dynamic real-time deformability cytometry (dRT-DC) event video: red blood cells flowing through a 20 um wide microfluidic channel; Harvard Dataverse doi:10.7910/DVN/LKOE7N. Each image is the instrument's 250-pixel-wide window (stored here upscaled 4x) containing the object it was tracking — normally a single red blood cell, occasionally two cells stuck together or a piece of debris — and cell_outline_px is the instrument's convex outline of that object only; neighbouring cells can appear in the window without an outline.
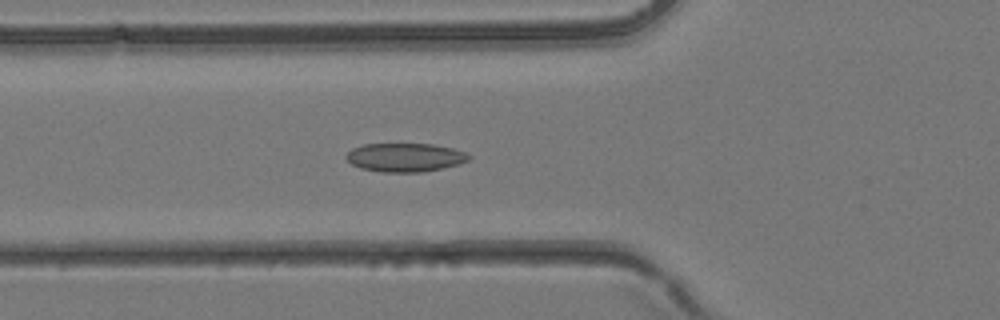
{"species": "common noctule bat (a hibernating species)", "species_latin": "Nyctalus noctula", "temperature_condition": "room temperature", "stored_images_in_passage": 32, "camera_frame_rate_fps": 3000, "um_per_image_px": 0.085, "animal": {"sex": "female", "body_mass_g": 24.6, "forearm_length_mm": 56.2}, "frame": {"image": 1, "passage_image": 7, "time_ms": 2.0, "image_size_px": [1000, 320], "cell_outline_px": [[472, 156], [468, 160], [456, 164], [440, 168], [420, 172], [380, 172], [360, 168], [352, 164], [344, 156], [352, 148], [364, 144], [432, 144], [452, 148], [464, 152]], "centroid_in_image_um": [34.38, 13.37], "position_along_channel_um": 91.4, "area_um2": 20.29}}
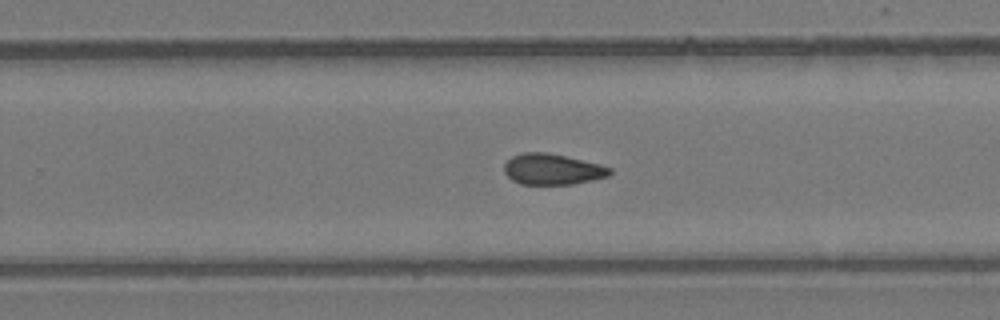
{"frame": {"image": 2, "passage_image": 18, "time_ms": 5.667, "image_size_px": [1000, 320], "cell_outline_px": [[612, 172], [608, 176], [592, 180], [572, 184], [520, 184], [512, 180], [504, 172], [504, 164], [512, 156], [524, 152], [548, 152], [600, 164], [612, 168]], "centroid_in_image_um": [46.95, 14.38], "position_along_channel_um": 282.9, "area_um2": 19.02}}
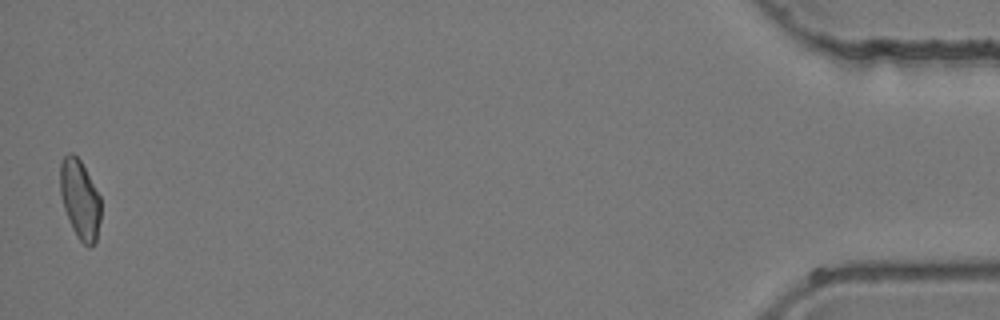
{"frame": {"image": 3, "passage_image": 32, "time_ms": 10.333, "image_size_px": [1000, 320], "cell_outline_px": [[100, 220], [96, 240], [88, 248], [80, 240], [72, 228], [64, 208], [60, 192], [60, 164], [64, 156], [68, 152], [72, 152], [80, 160], [100, 196]], "centroid_in_image_um": [6.78, 16.93], "position_along_channel_um": 428.4, "area_um2": 18.55}}